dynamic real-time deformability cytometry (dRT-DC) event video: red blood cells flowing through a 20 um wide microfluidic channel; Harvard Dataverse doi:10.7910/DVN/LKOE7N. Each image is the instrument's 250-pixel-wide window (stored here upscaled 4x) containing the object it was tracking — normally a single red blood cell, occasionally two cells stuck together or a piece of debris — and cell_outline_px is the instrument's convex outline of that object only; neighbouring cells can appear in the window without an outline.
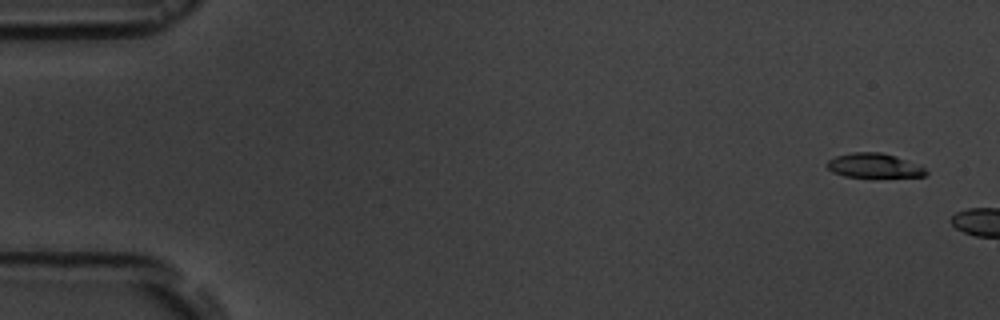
{"species": "common noctule bat (a hibernating species)", "species_latin": "Nyctalus noctula", "temperature_condition": "room temperature", "stored_images_in_passage": 2, "camera_frame_rate_fps": 3000, "um_per_image_px": 0.085, "animal": {"sex": "male", "body_mass_g": 19.5, "forearm_length_mm": 54.6}, "frame": {"image": 1, "passage_image": 1, "time_ms": 0.0, "image_size_px": [1000, 320], "cell_outline_px": [[928, 172], [924, 176], [872, 180], [844, 176], [832, 172], [824, 164], [828, 160], [836, 156], [852, 152], [880, 152], [896, 156], [924, 168]], "centroid_in_image_um": [74.26, 14.13], "position_along_channel_um": 10.7, "area_um2": 14.85}}